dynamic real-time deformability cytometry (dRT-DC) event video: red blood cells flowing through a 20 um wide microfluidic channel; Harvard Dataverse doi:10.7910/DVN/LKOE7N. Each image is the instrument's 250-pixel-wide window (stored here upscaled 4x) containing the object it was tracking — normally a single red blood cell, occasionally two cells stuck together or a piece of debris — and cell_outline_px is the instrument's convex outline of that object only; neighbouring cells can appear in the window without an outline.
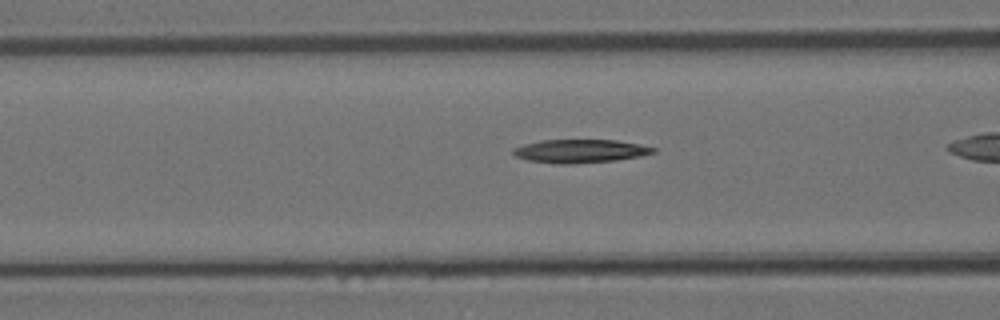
{"species": "Egyptian fruit bat (a non-hibernating species)", "species_latin": "Rousettus aegyptiacus", "temperature_condition": "room temperature", "stored_images_in_passage": 26, "camera_frame_rate_fps": 3000, "um_per_image_px": 0.085, "animal": {"sex": "female"}, "frame": {"image": 1, "passage_image": 8, "time_ms": 2.333, "image_size_px": [1000, 320], "cell_outline_px": [[656, 152], [640, 156], [616, 160], [564, 164], [560, 164], [528, 160], [516, 156], [512, 152], [512, 148], [524, 144], [540, 140], [616, 140], [640, 144], [656, 148]], "centroid_in_image_um": [49.31, 12.83], "position_along_channel_um": 117.3, "area_um2": 18.96}}
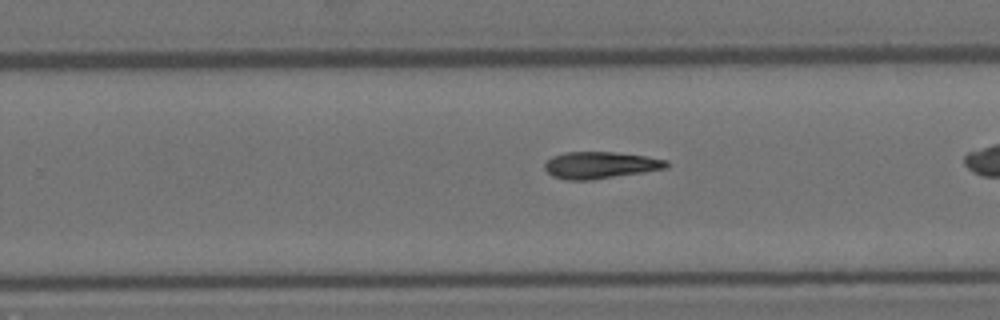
{"frame": {"image": 2, "passage_image": 19, "time_ms": 6.0, "image_size_px": [1000, 320], "cell_outline_px": [[668, 168], [592, 180], [564, 180], [552, 176], [544, 168], [544, 164], [552, 156], [564, 152], [616, 152], [644, 156], [668, 160]], "centroid_in_image_um": [51.0, 14.04], "position_along_channel_um": 278.8, "area_um2": 19.07}}
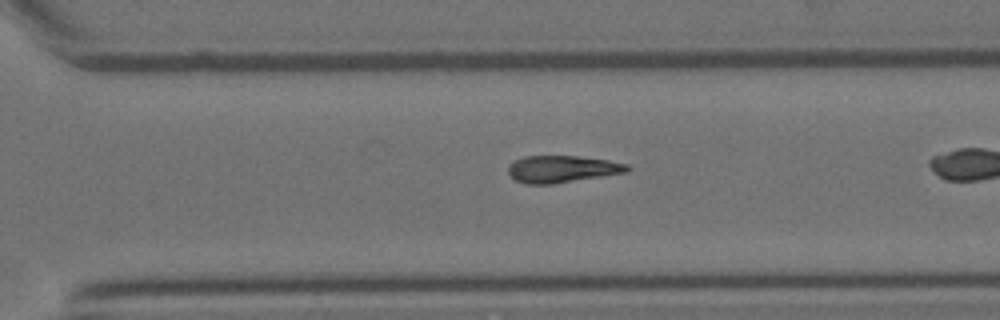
{"frame": {"image": 3, "passage_image": 22, "time_ms": 7.0, "image_size_px": [1000, 320], "cell_outline_px": [[628, 172], [552, 184], [524, 184], [516, 180], [508, 172], [508, 164], [524, 156], [576, 156], [608, 160], [628, 164]], "centroid_in_image_um": [47.76, 14.37], "position_along_channel_um": 322.8, "area_um2": 18.61}}